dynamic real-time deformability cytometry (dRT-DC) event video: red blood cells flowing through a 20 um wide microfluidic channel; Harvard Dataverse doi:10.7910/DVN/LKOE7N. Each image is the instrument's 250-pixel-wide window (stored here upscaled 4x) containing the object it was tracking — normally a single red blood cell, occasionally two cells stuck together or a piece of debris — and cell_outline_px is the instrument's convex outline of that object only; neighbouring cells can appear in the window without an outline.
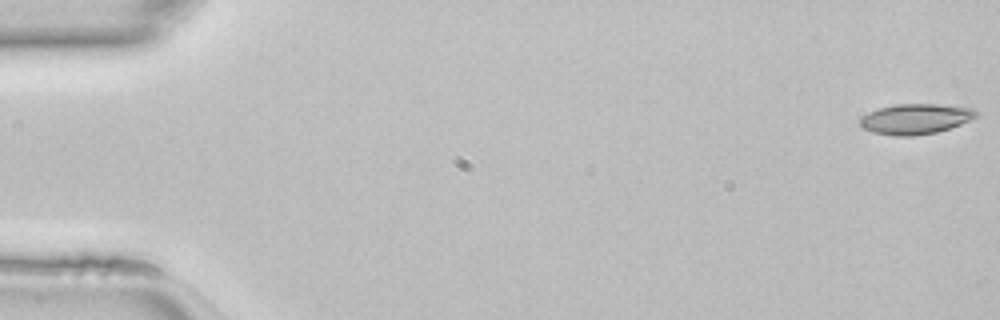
{"species": "common noctule bat (a hibernating species)", "species_latin": "Nyctalus noctula", "temperature_condition": "room temperature", "stored_images_in_passage": 47, "camera_frame_rate_fps": 3000, "um_per_image_px": 0.085, "animal": {"sex": "female", "body_mass_g": 22.7, "forearm_length_mm": 54.2}, "frame": {"image": 1, "passage_image": 1, "time_ms": 0.0, "image_size_px": [1000, 320], "cell_outline_px": [[980, 116], [960, 124], [936, 132], [912, 136], [896, 136], [872, 132], [864, 128], [860, 124], [860, 120], [868, 112], [880, 108], [896, 104], [936, 104], [976, 108], [980, 112]], "centroid_in_image_um": [77.88, 10.1], "position_along_channel_um": 7.1, "area_um2": 20.52}}
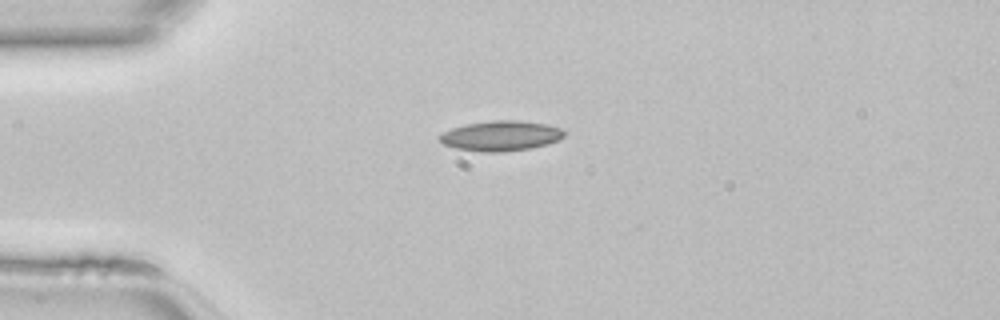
{"frame": {"image": 2, "passage_image": 12, "time_ms": 3.667, "image_size_px": [1000, 320], "cell_outline_px": [[564, 136], [560, 140], [548, 144], [532, 148], [504, 152], [480, 152], [456, 148], [444, 144], [440, 140], [440, 136], [444, 132], [452, 128], [468, 124], [492, 120], [520, 120], [544, 124], [564, 128]], "centroid_in_image_um": [42.63, 11.55], "position_along_channel_um": 42.4, "area_um2": 21.91}}
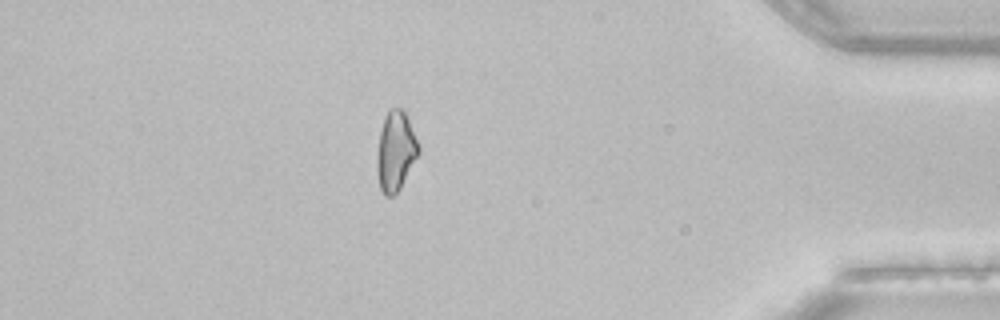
{"frame": {"image": 3, "passage_image": 41, "time_ms": 13.333, "image_size_px": [1000, 320], "cell_outline_px": [[420, 152], [400, 188], [392, 196], [384, 196], [380, 188], [376, 172], [376, 156], [380, 132], [384, 116], [388, 108], [400, 108], [408, 116], [420, 148]], "centroid_in_image_um": [33.61, 12.84], "position_along_channel_um": 401.6, "area_um2": 19.48}}